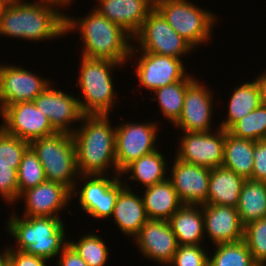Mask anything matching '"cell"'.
I'll use <instances>...</instances> for the list:
<instances>
[{"mask_svg": "<svg viewBox=\"0 0 266 266\" xmlns=\"http://www.w3.org/2000/svg\"><path fill=\"white\" fill-rule=\"evenodd\" d=\"M61 10L53 3L14 0L1 10L0 36L24 39L35 44L65 37L66 13Z\"/></svg>", "mask_w": 266, "mask_h": 266, "instance_id": "cell-1", "label": "cell"}, {"mask_svg": "<svg viewBox=\"0 0 266 266\" xmlns=\"http://www.w3.org/2000/svg\"><path fill=\"white\" fill-rule=\"evenodd\" d=\"M109 117L102 114L83 115L81 125H77L72 133L79 175H118L116 125L112 126Z\"/></svg>", "mask_w": 266, "mask_h": 266, "instance_id": "cell-2", "label": "cell"}, {"mask_svg": "<svg viewBox=\"0 0 266 266\" xmlns=\"http://www.w3.org/2000/svg\"><path fill=\"white\" fill-rule=\"evenodd\" d=\"M89 12L80 18L65 14V35L79 32L84 46L80 56L109 59L125 66L131 54L133 37L94 8Z\"/></svg>", "mask_w": 266, "mask_h": 266, "instance_id": "cell-3", "label": "cell"}, {"mask_svg": "<svg viewBox=\"0 0 266 266\" xmlns=\"http://www.w3.org/2000/svg\"><path fill=\"white\" fill-rule=\"evenodd\" d=\"M6 221V232L14 245L8 247L55 261L62 249L68 244L66 240V223L62 217H23L16 214L14 208ZM12 235V236H11Z\"/></svg>", "mask_w": 266, "mask_h": 266, "instance_id": "cell-4", "label": "cell"}, {"mask_svg": "<svg viewBox=\"0 0 266 266\" xmlns=\"http://www.w3.org/2000/svg\"><path fill=\"white\" fill-rule=\"evenodd\" d=\"M77 87L81 91L79 105L84 115H111L117 109V91L113 82L114 71L123 65L109 59L80 58ZM114 70V71H113ZM113 74V75H112ZM118 96V97H117ZM111 113V114H110Z\"/></svg>", "mask_w": 266, "mask_h": 266, "instance_id": "cell-5", "label": "cell"}, {"mask_svg": "<svg viewBox=\"0 0 266 266\" xmlns=\"http://www.w3.org/2000/svg\"><path fill=\"white\" fill-rule=\"evenodd\" d=\"M154 8L195 49L213 39L214 25L219 17L211 10L189 0H155Z\"/></svg>", "mask_w": 266, "mask_h": 266, "instance_id": "cell-6", "label": "cell"}, {"mask_svg": "<svg viewBox=\"0 0 266 266\" xmlns=\"http://www.w3.org/2000/svg\"><path fill=\"white\" fill-rule=\"evenodd\" d=\"M44 169L47 181L57 182L71 192L79 177L72 134L56 132L30 143Z\"/></svg>", "mask_w": 266, "mask_h": 266, "instance_id": "cell-7", "label": "cell"}, {"mask_svg": "<svg viewBox=\"0 0 266 266\" xmlns=\"http://www.w3.org/2000/svg\"><path fill=\"white\" fill-rule=\"evenodd\" d=\"M194 50L196 51L155 8L148 14L141 28L133 36L131 49V51H143L180 59L187 57L189 53L192 54Z\"/></svg>", "mask_w": 266, "mask_h": 266, "instance_id": "cell-8", "label": "cell"}, {"mask_svg": "<svg viewBox=\"0 0 266 266\" xmlns=\"http://www.w3.org/2000/svg\"><path fill=\"white\" fill-rule=\"evenodd\" d=\"M78 181L71 197H78L83 213L97 220L111 218L119 191L124 187L120 175H79Z\"/></svg>", "mask_w": 266, "mask_h": 266, "instance_id": "cell-9", "label": "cell"}, {"mask_svg": "<svg viewBox=\"0 0 266 266\" xmlns=\"http://www.w3.org/2000/svg\"><path fill=\"white\" fill-rule=\"evenodd\" d=\"M158 121H123L116 126V164L120 173L133 161L158 149Z\"/></svg>", "mask_w": 266, "mask_h": 266, "instance_id": "cell-10", "label": "cell"}, {"mask_svg": "<svg viewBox=\"0 0 266 266\" xmlns=\"http://www.w3.org/2000/svg\"><path fill=\"white\" fill-rule=\"evenodd\" d=\"M135 59L134 69L138 86L150 93L160 87L183 80L189 73L184 60L143 51H131L129 60Z\"/></svg>", "mask_w": 266, "mask_h": 266, "instance_id": "cell-11", "label": "cell"}, {"mask_svg": "<svg viewBox=\"0 0 266 266\" xmlns=\"http://www.w3.org/2000/svg\"><path fill=\"white\" fill-rule=\"evenodd\" d=\"M179 137L177 159L208 169L222 166L225 130L209 132H182Z\"/></svg>", "mask_w": 266, "mask_h": 266, "instance_id": "cell-12", "label": "cell"}, {"mask_svg": "<svg viewBox=\"0 0 266 266\" xmlns=\"http://www.w3.org/2000/svg\"><path fill=\"white\" fill-rule=\"evenodd\" d=\"M202 82L196 78L186 88L180 118L173 124L181 132H209L219 128L212 123L215 92Z\"/></svg>", "mask_w": 266, "mask_h": 266, "instance_id": "cell-13", "label": "cell"}, {"mask_svg": "<svg viewBox=\"0 0 266 266\" xmlns=\"http://www.w3.org/2000/svg\"><path fill=\"white\" fill-rule=\"evenodd\" d=\"M0 127L8 134L31 143L57 131L33 101L7 105L0 111Z\"/></svg>", "mask_w": 266, "mask_h": 266, "instance_id": "cell-14", "label": "cell"}, {"mask_svg": "<svg viewBox=\"0 0 266 266\" xmlns=\"http://www.w3.org/2000/svg\"><path fill=\"white\" fill-rule=\"evenodd\" d=\"M51 83L22 66L0 64V111L7 105L33 101Z\"/></svg>", "mask_w": 266, "mask_h": 266, "instance_id": "cell-15", "label": "cell"}, {"mask_svg": "<svg viewBox=\"0 0 266 266\" xmlns=\"http://www.w3.org/2000/svg\"><path fill=\"white\" fill-rule=\"evenodd\" d=\"M54 82L51 83L41 94H39L33 103L38 110L49 118L52 127L57 132L72 134L83 117L77 95L67 93L60 88H54ZM75 127V128H74Z\"/></svg>", "mask_w": 266, "mask_h": 266, "instance_id": "cell-16", "label": "cell"}, {"mask_svg": "<svg viewBox=\"0 0 266 266\" xmlns=\"http://www.w3.org/2000/svg\"><path fill=\"white\" fill-rule=\"evenodd\" d=\"M19 201L24 205L23 217H63L59 214L70 206L72 197L71 191L64 185L46 180L24 191L17 203Z\"/></svg>", "mask_w": 266, "mask_h": 266, "instance_id": "cell-17", "label": "cell"}, {"mask_svg": "<svg viewBox=\"0 0 266 266\" xmlns=\"http://www.w3.org/2000/svg\"><path fill=\"white\" fill-rule=\"evenodd\" d=\"M133 241L146 260L150 259L162 266H168L172 262L178 248L168 220L149 219Z\"/></svg>", "mask_w": 266, "mask_h": 266, "instance_id": "cell-18", "label": "cell"}, {"mask_svg": "<svg viewBox=\"0 0 266 266\" xmlns=\"http://www.w3.org/2000/svg\"><path fill=\"white\" fill-rule=\"evenodd\" d=\"M169 170L168 180L177 192L183 205H203L207 203V192L211 170L177 159Z\"/></svg>", "mask_w": 266, "mask_h": 266, "instance_id": "cell-19", "label": "cell"}, {"mask_svg": "<svg viewBox=\"0 0 266 266\" xmlns=\"http://www.w3.org/2000/svg\"><path fill=\"white\" fill-rule=\"evenodd\" d=\"M204 233L212 245L237 242L243 239L244 225L232 206L203 204Z\"/></svg>", "mask_w": 266, "mask_h": 266, "instance_id": "cell-20", "label": "cell"}, {"mask_svg": "<svg viewBox=\"0 0 266 266\" xmlns=\"http://www.w3.org/2000/svg\"><path fill=\"white\" fill-rule=\"evenodd\" d=\"M93 8L132 37L154 9L155 0H96ZM96 5V6H95Z\"/></svg>", "mask_w": 266, "mask_h": 266, "instance_id": "cell-21", "label": "cell"}, {"mask_svg": "<svg viewBox=\"0 0 266 266\" xmlns=\"http://www.w3.org/2000/svg\"><path fill=\"white\" fill-rule=\"evenodd\" d=\"M130 184L124 183L119 191L111 218L123 236L134 239L149 219L142 196L137 195L136 191L134 193Z\"/></svg>", "mask_w": 266, "mask_h": 266, "instance_id": "cell-22", "label": "cell"}, {"mask_svg": "<svg viewBox=\"0 0 266 266\" xmlns=\"http://www.w3.org/2000/svg\"><path fill=\"white\" fill-rule=\"evenodd\" d=\"M164 155L161 150L157 149L133 161L120 173V177L125 179H122L123 183L135 181L138 185L140 183V187L144 189L167 180L169 165ZM124 175L128 177L125 178Z\"/></svg>", "mask_w": 266, "mask_h": 266, "instance_id": "cell-23", "label": "cell"}, {"mask_svg": "<svg viewBox=\"0 0 266 266\" xmlns=\"http://www.w3.org/2000/svg\"><path fill=\"white\" fill-rule=\"evenodd\" d=\"M245 181V178L223 166L212 168L206 204L236 208L240 191Z\"/></svg>", "mask_w": 266, "mask_h": 266, "instance_id": "cell-24", "label": "cell"}, {"mask_svg": "<svg viewBox=\"0 0 266 266\" xmlns=\"http://www.w3.org/2000/svg\"><path fill=\"white\" fill-rule=\"evenodd\" d=\"M168 221L178 245H201L205 242L202 205H182Z\"/></svg>", "mask_w": 266, "mask_h": 266, "instance_id": "cell-25", "label": "cell"}, {"mask_svg": "<svg viewBox=\"0 0 266 266\" xmlns=\"http://www.w3.org/2000/svg\"><path fill=\"white\" fill-rule=\"evenodd\" d=\"M143 190L141 196L148 219L169 220L183 205L168 179Z\"/></svg>", "mask_w": 266, "mask_h": 266, "instance_id": "cell-26", "label": "cell"}, {"mask_svg": "<svg viewBox=\"0 0 266 266\" xmlns=\"http://www.w3.org/2000/svg\"><path fill=\"white\" fill-rule=\"evenodd\" d=\"M227 104V113L218 125L225 131H228L237 121L262 104L260 89L255 78L250 82L245 81V83L242 82L236 86L232 90Z\"/></svg>", "mask_w": 266, "mask_h": 266, "instance_id": "cell-27", "label": "cell"}, {"mask_svg": "<svg viewBox=\"0 0 266 266\" xmlns=\"http://www.w3.org/2000/svg\"><path fill=\"white\" fill-rule=\"evenodd\" d=\"M255 141L238 138L225 131L222 166L245 179L253 172Z\"/></svg>", "mask_w": 266, "mask_h": 266, "instance_id": "cell-28", "label": "cell"}, {"mask_svg": "<svg viewBox=\"0 0 266 266\" xmlns=\"http://www.w3.org/2000/svg\"><path fill=\"white\" fill-rule=\"evenodd\" d=\"M242 224L266 217V182L246 179L236 207Z\"/></svg>", "mask_w": 266, "mask_h": 266, "instance_id": "cell-29", "label": "cell"}, {"mask_svg": "<svg viewBox=\"0 0 266 266\" xmlns=\"http://www.w3.org/2000/svg\"><path fill=\"white\" fill-rule=\"evenodd\" d=\"M196 79L189 73L183 80L155 89L151 101L158 102L164 119L174 124L181 115L186 88ZM155 99V100H154Z\"/></svg>", "mask_w": 266, "mask_h": 266, "instance_id": "cell-30", "label": "cell"}, {"mask_svg": "<svg viewBox=\"0 0 266 266\" xmlns=\"http://www.w3.org/2000/svg\"><path fill=\"white\" fill-rule=\"evenodd\" d=\"M209 252L208 266H257L244 240L217 244Z\"/></svg>", "mask_w": 266, "mask_h": 266, "instance_id": "cell-31", "label": "cell"}, {"mask_svg": "<svg viewBox=\"0 0 266 266\" xmlns=\"http://www.w3.org/2000/svg\"><path fill=\"white\" fill-rule=\"evenodd\" d=\"M68 244L87 263L88 266H106L109 258V248L106 241L96 233H83L78 241H70Z\"/></svg>", "mask_w": 266, "mask_h": 266, "instance_id": "cell-32", "label": "cell"}, {"mask_svg": "<svg viewBox=\"0 0 266 266\" xmlns=\"http://www.w3.org/2000/svg\"><path fill=\"white\" fill-rule=\"evenodd\" d=\"M228 132L235 137L253 141L266 139V105L261 104L245 115Z\"/></svg>", "mask_w": 266, "mask_h": 266, "instance_id": "cell-33", "label": "cell"}, {"mask_svg": "<svg viewBox=\"0 0 266 266\" xmlns=\"http://www.w3.org/2000/svg\"><path fill=\"white\" fill-rule=\"evenodd\" d=\"M19 196L26 190L46 181L44 169L36 152L29 146L23 154L17 171Z\"/></svg>", "mask_w": 266, "mask_h": 266, "instance_id": "cell-34", "label": "cell"}, {"mask_svg": "<svg viewBox=\"0 0 266 266\" xmlns=\"http://www.w3.org/2000/svg\"><path fill=\"white\" fill-rule=\"evenodd\" d=\"M243 240L258 265H266V218L244 226Z\"/></svg>", "mask_w": 266, "mask_h": 266, "instance_id": "cell-35", "label": "cell"}, {"mask_svg": "<svg viewBox=\"0 0 266 266\" xmlns=\"http://www.w3.org/2000/svg\"><path fill=\"white\" fill-rule=\"evenodd\" d=\"M30 143L6 133L0 127V165L19 169L22 157Z\"/></svg>", "mask_w": 266, "mask_h": 266, "instance_id": "cell-36", "label": "cell"}, {"mask_svg": "<svg viewBox=\"0 0 266 266\" xmlns=\"http://www.w3.org/2000/svg\"><path fill=\"white\" fill-rule=\"evenodd\" d=\"M203 246L204 244L178 245L173 260L168 266H208L209 251Z\"/></svg>", "mask_w": 266, "mask_h": 266, "instance_id": "cell-37", "label": "cell"}, {"mask_svg": "<svg viewBox=\"0 0 266 266\" xmlns=\"http://www.w3.org/2000/svg\"><path fill=\"white\" fill-rule=\"evenodd\" d=\"M17 171L11 166L0 165V198L7 206L11 204L15 207L19 198Z\"/></svg>", "mask_w": 266, "mask_h": 266, "instance_id": "cell-38", "label": "cell"}, {"mask_svg": "<svg viewBox=\"0 0 266 266\" xmlns=\"http://www.w3.org/2000/svg\"><path fill=\"white\" fill-rule=\"evenodd\" d=\"M251 180L266 182V139L255 141Z\"/></svg>", "mask_w": 266, "mask_h": 266, "instance_id": "cell-39", "label": "cell"}, {"mask_svg": "<svg viewBox=\"0 0 266 266\" xmlns=\"http://www.w3.org/2000/svg\"><path fill=\"white\" fill-rule=\"evenodd\" d=\"M10 262L14 266H47L48 260L7 246ZM49 266V265H48Z\"/></svg>", "mask_w": 266, "mask_h": 266, "instance_id": "cell-40", "label": "cell"}, {"mask_svg": "<svg viewBox=\"0 0 266 266\" xmlns=\"http://www.w3.org/2000/svg\"><path fill=\"white\" fill-rule=\"evenodd\" d=\"M56 263L57 266H88L69 244L62 249L55 260Z\"/></svg>", "mask_w": 266, "mask_h": 266, "instance_id": "cell-41", "label": "cell"}, {"mask_svg": "<svg viewBox=\"0 0 266 266\" xmlns=\"http://www.w3.org/2000/svg\"><path fill=\"white\" fill-rule=\"evenodd\" d=\"M256 76L254 78L260 89L261 103L266 105V70Z\"/></svg>", "mask_w": 266, "mask_h": 266, "instance_id": "cell-42", "label": "cell"}, {"mask_svg": "<svg viewBox=\"0 0 266 266\" xmlns=\"http://www.w3.org/2000/svg\"><path fill=\"white\" fill-rule=\"evenodd\" d=\"M37 1L53 3L57 6H59L61 9H63V8L68 9V8H70V4L72 5L73 2H76L75 0H37Z\"/></svg>", "mask_w": 266, "mask_h": 266, "instance_id": "cell-43", "label": "cell"}, {"mask_svg": "<svg viewBox=\"0 0 266 266\" xmlns=\"http://www.w3.org/2000/svg\"><path fill=\"white\" fill-rule=\"evenodd\" d=\"M10 262L9 256H8V250L7 245L2 248V251H0V266H6Z\"/></svg>", "mask_w": 266, "mask_h": 266, "instance_id": "cell-44", "label": "cell"}, {"mask_svg": "<svg viewBox=\"0 0 266 266\" xmlns=\"http://www.w3.org/2000/svg\"><path fill=\"white\" fill-rule=\"evenodd\" d=\"M12 1H14V0H0V4H2L3 6H5V5L11 3Z\"/></svg>", "mask_w": 266, "mask_h": 266, "instance_id": "cell-45", "label": "cell"}, {"mask_svg": "<svg viewBox=\"0 0 266 266\" xmlns=\"http://www.w3.org/2000/svg\"><path fill=\"white\" fill-rule=\"evenodd\" d=\"M6 266H14L11 262H9Z\"/></svg>", "mask_w": 266, "mask_h": 266, "instance_id": "cell-46", "label": "cell"}, {"mask_svg": "<svg viewBox=\"0 0 266 266\" xmlns=\"http://www.w3.org/2000/svg\"><path fill=\"white\" fill-rule=\"evenodd\" d=\"M2 8H3V5H2V4H0V13H1V10H2Z\"/></svg>", "mask_w": 266, "mask_h": 266, "instance_id": "cell-47", "label": "cell"}]
</instances>
